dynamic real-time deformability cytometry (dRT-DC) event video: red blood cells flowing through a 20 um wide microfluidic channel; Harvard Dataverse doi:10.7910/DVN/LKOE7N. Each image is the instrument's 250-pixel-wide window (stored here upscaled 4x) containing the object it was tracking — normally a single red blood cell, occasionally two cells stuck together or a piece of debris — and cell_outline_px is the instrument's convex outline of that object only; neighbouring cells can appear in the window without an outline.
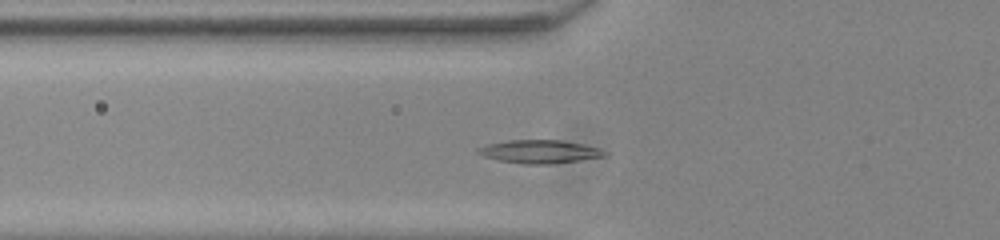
{"species": "common noctule bat (a hibernating species)", "species_latin": "Nyctalus noctula", "temperature_condition": "room temperature", "stored_images_in_passage": 39, "camera_frame_rate_fps": 3000, "um_per_image_px": 0.085, "animal": {"sex": "male", "body_mass_g": 20.0, "forearm_length_mm": 53.3}, "frame": {"image": 1, "passage_image": 5, "time_ms": 1.333, "image_size_px": [1000, 240], "cell_outline_px": [[608, 156], [548, 164], [524, 164], [500, 160], [484, 156], [476, 152], [476, 148], [488, 144], [508, 140], [560, 140], [600, 148], [608, 152]], "centroid_in_image_um": [45.87, 12.88], "position_along_channel_um": 79.9, "area_um2": 16.99}}
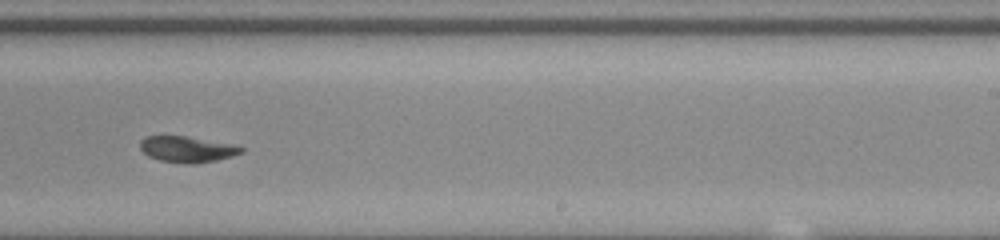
{"frame": {"image": 2, "passage_image": 20, "time_ms": 6.333, "image_size_px": [1000, 240], "cell_outline_px": [[244, 152], [232, 156], [216, 160], [192, 164], [184, 164], [160, 160], [148, 156], [140, 148], [140, 140], [144, 136], [184, 136], [236, 144], [244, 148]], "centroid_in_image_um": [15.93, 12.68], "position_along_channel_um": 273.1, "area_um2": 15.43}}
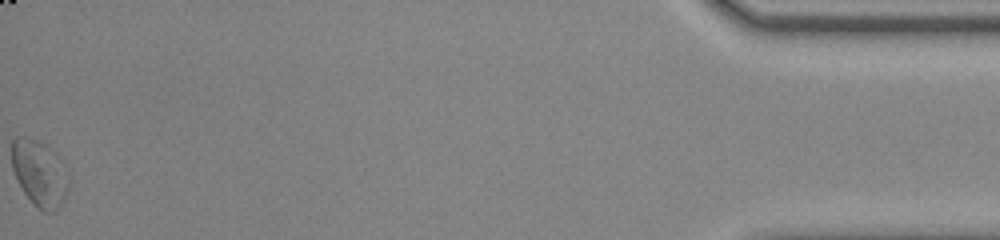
{"frame": {"image": 3, "passage_image": 39, "time_ms": 12.667, "image_size_px": [1000, 240], "cell_outline_px": [[68, 184], [64, 200], [60, 208], [52, 212], [44, 212], [24, 192], [16, 180], [12, 168], [12, 140], [16, 136], [28, 136], [44, 144], [52, 152], [68, 180]], "centroid_in_image_um": [3.29, 14.73], "position_along_channel_um": 431.9, "area_um2": 21.1}, "authors_computed_cell_mechanics": {"area_um2": 15.895, "velocity_mm_per_s": 3.8688, "shape_relaxation_time_tau1_ms": 3.9647, "shape_relaxation_time_tau2_ms": null, "deformation_change_tau1": 0.1406, "deformation_change_tau2": null}}